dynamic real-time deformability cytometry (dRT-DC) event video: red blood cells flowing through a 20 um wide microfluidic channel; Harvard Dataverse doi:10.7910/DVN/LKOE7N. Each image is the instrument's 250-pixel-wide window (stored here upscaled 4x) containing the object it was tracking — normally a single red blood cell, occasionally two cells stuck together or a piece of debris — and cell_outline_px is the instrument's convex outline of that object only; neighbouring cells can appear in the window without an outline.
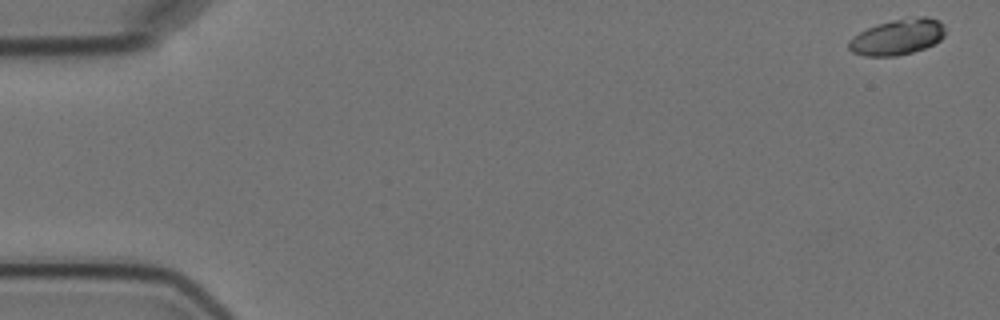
{"species": "Egyptian fruit bat (a non-hibernating species)", "species_latin": "Rousettus aegyptiacus", "temperature_condition": "cold", "stored_images_in_passage": 7, "segment_of_instrument_passage": [2, 2], "camera_frame_rate_fps": 3000, "um_per_image_px": 0.085, "animal": {"sex": "female"}, "frame": {"image": 1, "passage_image": 7, "time_ms": 7.0, "image_size_px": [1000, 320], "cell_outline_px": [[944, 36], [940, 40], [924, 48], [912, 52], [896, 56], [864, 56], [852, 52], [848, 48], [848, 40], [852, 36], [876, 24], [892, 20], [916, 16], [928, 16], [940, 20], [944, 24]], "centroid_in_image_um": [76.28, 3.13], "position_along_channel_um": 8.7, "area_um2": 20.29}}